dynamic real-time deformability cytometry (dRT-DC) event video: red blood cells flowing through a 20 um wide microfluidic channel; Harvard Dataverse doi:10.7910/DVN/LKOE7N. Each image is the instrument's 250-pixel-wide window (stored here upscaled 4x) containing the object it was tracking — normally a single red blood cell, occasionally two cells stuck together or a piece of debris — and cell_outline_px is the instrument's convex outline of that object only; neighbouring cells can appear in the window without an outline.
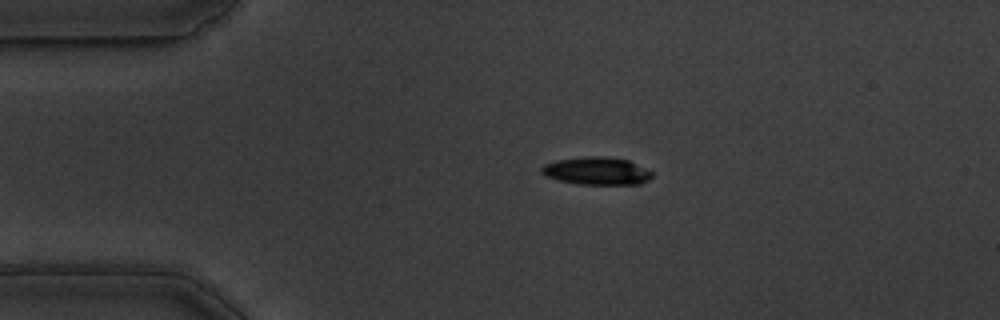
{"species": "common noctule bat (a hibernating species)", "species_latin": "Nyctalus noctula", "temperature_condition": "warm", "stored_images_in_passage": 46, "camera_frame_rate_fps": 3000, "um_per_image_px": 0.085, "animal": {"sex": "male", "body_mass_g": 19.5, "forearm_length_mm": 54.6}, "frame": {"image": 1, "passage_image": 1, "time_ms": 0.0, "image_size_px": [1000, 320], "cell_outline_px": [[652, 176], [648, 180], [640, 184], [576, 184], [544, 176], [540, 172], [540, 168], [544, 164], [556, 160], [584, 156], [600, 156], [628, 160], [652, 172]], "centroid_in_image_um": [50.67, 14.53], "position_along_channel_um": 34.3, "area_um2": 17.8}}
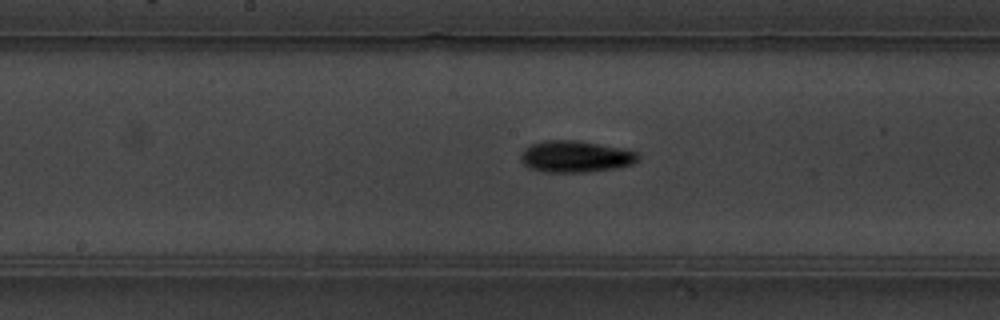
{"frame": {"image": 2, "passage_image": 18, "time_ms": 5.667, "image_size_px": [1000, 320], "cell_outline_px": [[640, 160], [632, 164], [616, 168], [588, 172], [548, 172], [532, 168], [524, 164], [520, 160], [520, 152], [528, 144], [544, 140], [576, 140], [620, 148], [640, 152]], "centroid_in_image_um": [48.92, 13.3], "position_along_channel_um": 199.3, "area_um2": 21.79}}
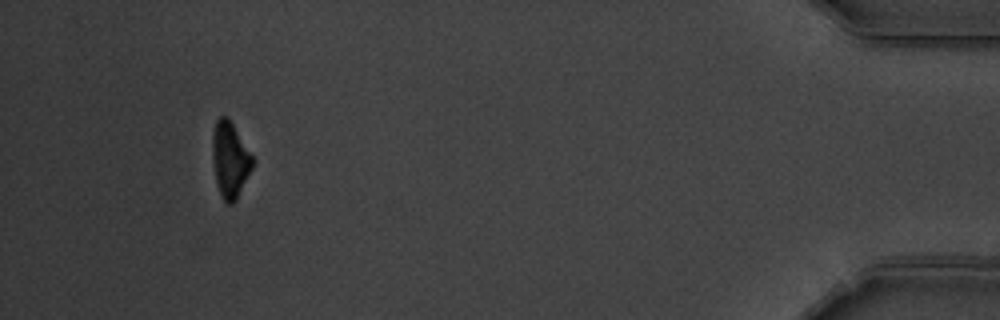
{"frame": {"image": 3, "passage_image": 42, "time_ms": 13.667, "image_size_px": [1000, 320], "cell_outline_px": [[256, 160], [236, 200], [232, 204], [228, 204], [224, 200], [220, 192], [216, 180], [212, 156], [212, 132], [216, 120], [220, 116], [228, 116]], "centroid_in_image_um": [19.57, 13.52], "position_along_channel_um": 415.6, "area_um2": 17.8}, "authors_computed_cell_mechanics": {"area_um2": 19.0162, "velocity_mm_per_s": 3.5708, "shape_relaxation_time_tau1_ms": 2.6762, "shape_relaxation_time_tau2_ms": null, "deformation_change_tau1": 0.1225, "deformation_change_tau2": null}}